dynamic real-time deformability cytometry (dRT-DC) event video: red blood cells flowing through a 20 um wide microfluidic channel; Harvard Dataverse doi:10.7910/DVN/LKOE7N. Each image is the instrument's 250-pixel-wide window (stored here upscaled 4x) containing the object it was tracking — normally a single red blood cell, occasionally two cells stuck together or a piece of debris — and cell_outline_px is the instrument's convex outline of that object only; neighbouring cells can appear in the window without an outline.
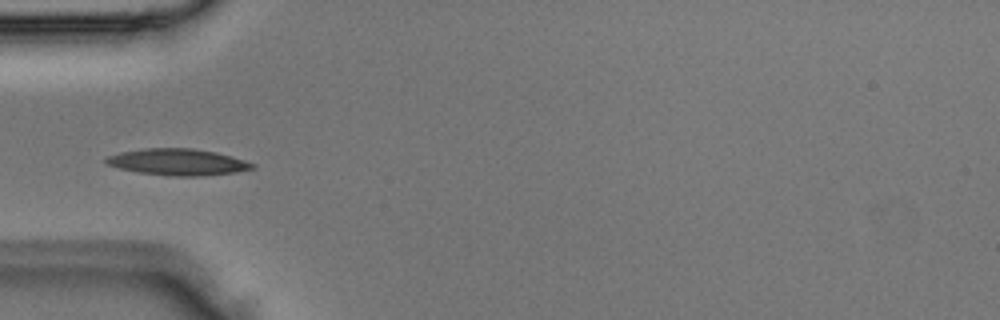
{"species": "Egyptian fruit bat (a non-hibernating species)", "species_latin": "Rousettus aegyptiacus", "temperature_condition": "room temperature", "stored_images_in_passage": 3, "camera_frame_rate_fps": 3000, "um_per_image_px": 0.085, "animal": {"sex": "male"}, "frame": {"image": 1, "passage_image": 3, "time_ms": 0.667, "image_size_px": [1000, 320], "cell_outline_px": [[256, 168], [236, 172], [200, 176], [168, 176], [140, 172], [120, 168], [104, 164], [104, 160], [108, 156], [120, 152], [144, 148], [192, 148], [216, 152], [232, 156], [256, 164]], "centroid_in_image_um": [15.12, 13.77], "position_along_channel_um": 69.9, "area_um2": 22.66}}